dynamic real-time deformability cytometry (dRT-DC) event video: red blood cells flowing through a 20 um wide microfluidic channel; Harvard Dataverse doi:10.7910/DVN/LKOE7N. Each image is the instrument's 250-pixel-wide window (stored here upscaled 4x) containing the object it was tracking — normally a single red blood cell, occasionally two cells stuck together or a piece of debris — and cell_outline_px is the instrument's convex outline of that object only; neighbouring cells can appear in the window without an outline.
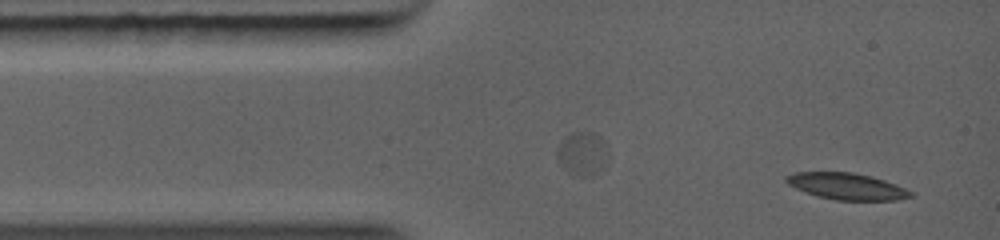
{"species": "common noctule bat (a hibernating species)", "species_latin": "Nyctalus noctula", "temperature_condition": "warm", "stored_images_in_passage": 35, "camera_frame_rate_fps": 5000, "um_per_image_px": 0.085, "animal": {"sex": "female", "body_mass_g": 19.0, "forearm_length_mm": 56.7}, "frame": {"image": 1, "passage_image": 1, "time_ms": 0.0, "image_size_px": [1000, 240], "cell_outline_px": [[912, 196], [896, 200], [836, 200], [816, 196], [804, 192], [788, 184], [784, 180], [784, 176], [792, 172], [852, 172], [872, 176], [896, 184], [912, 192]], "centroid_in_image_um": [71.92, 15.83], "position_along_channel_um": 13.1, "area_um2": 19.31}}
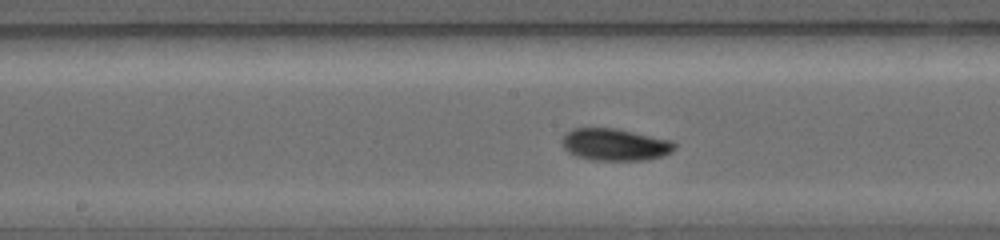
{"frame": {"image": 2, "passage_image": 21, "time_ms": 4.8, "image_size_px": [1000, 240], "cell_outline_px": [[676, 148], [672, 152], [664, 156], [648, 160], [592, 160], [576, 156], [568, 152], [564, 148], [560, 140], [572, 128], [616, 128], [672, 140], [676, 144]], "centroid_in_image_um": [52.3, 12.29], "position_along_channel_um": 195.9, "area_um2": 21.27}}
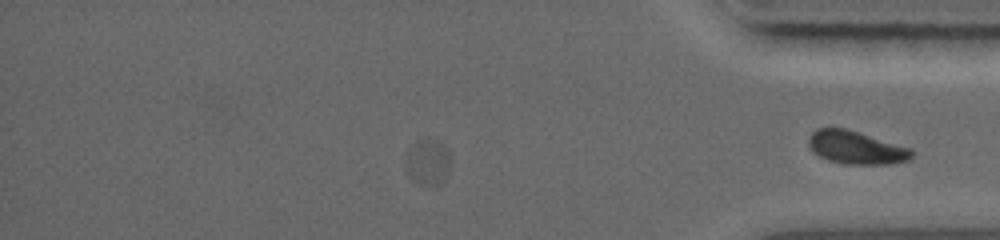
{"frame": {"image": 3, "passage_image": 35, "time_ms": 8.2, "image_size_px": [1000, 240], "cell_outline_px": [[444, 184], [440, 188], [428, 188], [412, 180], [408, 176], [404, 168], [404, 160], [408, 148], [420, 136], [436, 136], [440, 140], [444, 148]], "centroid_in_image_um": [36.21, 13.77], "position_along_channel_um": 399.0, "area_um2": 12.43}}